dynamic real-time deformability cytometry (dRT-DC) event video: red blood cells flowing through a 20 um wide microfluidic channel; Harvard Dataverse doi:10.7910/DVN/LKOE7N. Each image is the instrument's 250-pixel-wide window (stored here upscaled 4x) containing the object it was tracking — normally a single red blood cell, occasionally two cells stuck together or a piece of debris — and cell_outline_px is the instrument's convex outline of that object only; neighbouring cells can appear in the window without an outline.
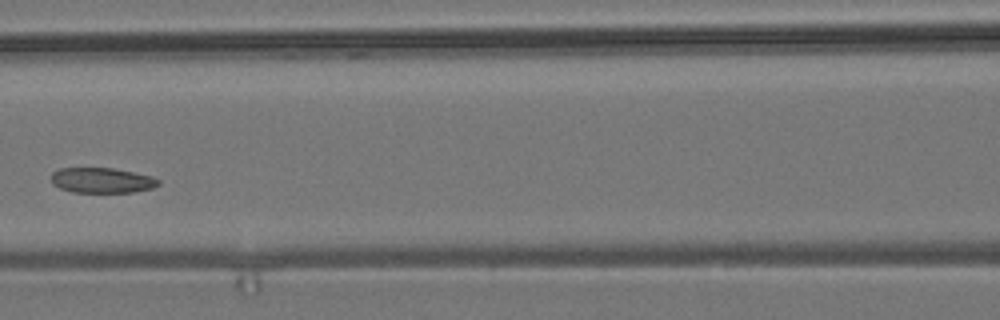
{"species": "common noctule bat (a hibernating species)", "species_latin": "Nyctalus noctula", "temperature_condition": "room temperature", "stored_images_in_passage": 5, "camera_frame_rate_fps": 3000, "um_per_image_px": 0.085, "animal": {"sex": "male", "body_mass_g": 19.2, "forearm_length_mm": 51.8}, "frame": {"image": 1, "passage_image": 5, "time_ms": 6.333, "image_size_px": [1000, 320], "cell_outline_px": [[160, 184], [152, 188], [132, 192], [72, 192], [60, 188], [52, 184], [52, 172], [60, 168], [112, 168], [152, 176], [160, 180]], "centroid_in_image_um": [8.66, 15.33], "position_along_channel_um": 157.9, "area_um2": 15.72}}